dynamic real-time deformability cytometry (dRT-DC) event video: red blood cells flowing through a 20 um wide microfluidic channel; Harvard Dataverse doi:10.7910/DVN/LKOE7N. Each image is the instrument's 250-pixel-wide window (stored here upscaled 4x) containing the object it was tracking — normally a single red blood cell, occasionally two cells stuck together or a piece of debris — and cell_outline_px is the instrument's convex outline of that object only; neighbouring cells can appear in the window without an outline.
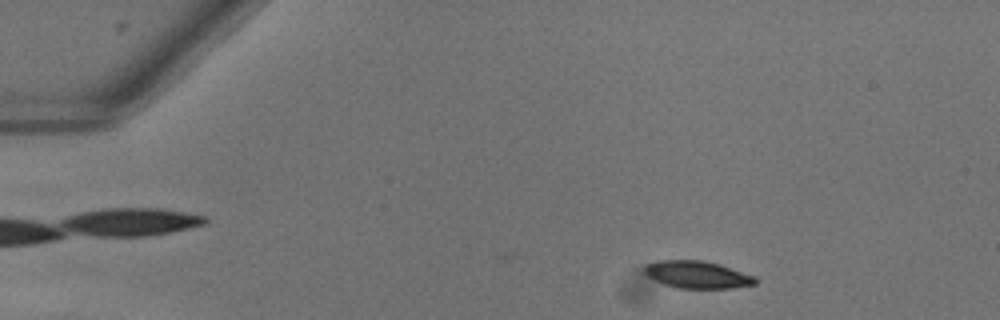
{"species": "common noctule bat (a hibernating species)", "species_latin": "Nyctalus noctula", "temperature_condition": "warm", "stored_images_in_passage": 44, "camera_frame_rate_fps": 3000, "um_per_image_px": 0.085, "animal": {"sex": "female"}, "frame": {"image": 1, "passage_image": 7, "time_ms": 2.0, "image_size_px": [1000, 320], "cell_outline_px": [[756, 284], [732, 288], [676, 288], [664, 284], [648, 276], [644, 272], [644, 264], [660, 260], [700, 260], [720, 264], [756, 276]], "centroid_in_image_um": [59.27, 23.34], "position_along_channel_um": 25.7, "area_um2": 17.69}}
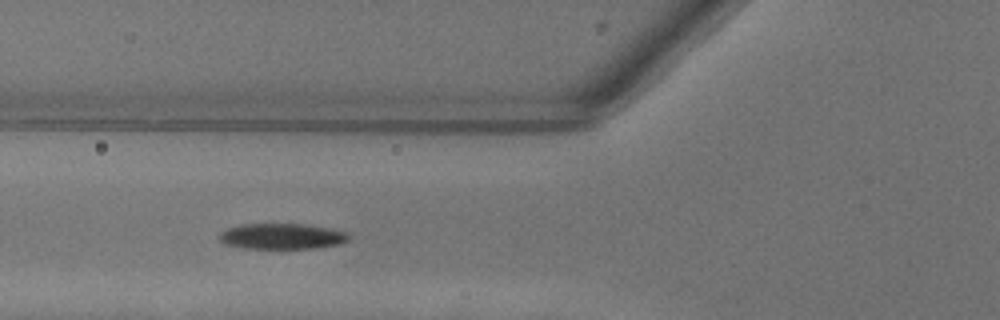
{"frame": {"image": 2, "passage_image": 19, "time_ms": 6.0, "image_size_px": [1000, 320], "cell_outline_px": [[348, 240], [340, 244], [316, 248], [244, 248], [224, 244], [220, 240], [220, 232], [228, 228], [244, 224], [304, 224], [344, 232], [348, 236]], "centroid_in_image_um": [23.91, 20.09], "position_along_channel_um": 101.9, "area_um2": 19.02}}
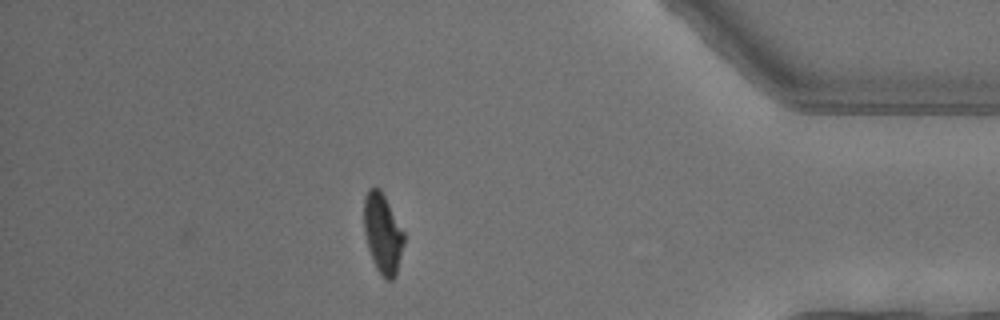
{"frame": {"image": 3, "passage_image": 44, "time_ms": 14.333, "image_size_px": [1000, 320], "cell_outline_px": [[404, 244], [396, 276], [392, 280], [384, 280], [380, 276], [376, 268], [368, 248], [364, 232], [364, 200], [368, 188], [380, 188], [404, 232]], "centroid_in_image_um": [32.53, 19.89], "position_along_channel_um": 402.7, "area_um2": 18.67}, "authors_computed_cell_mechanics": {"area_um2": 19.7965, "velocity_mm_per_s": 4.0511, "shape_relaxation_time_tau1_ms": 3.1366, "shape_relaxation_time_tau2_ms": null, "deformation_change_tau1": 0.1434, "deformation_change_tau2": null}}